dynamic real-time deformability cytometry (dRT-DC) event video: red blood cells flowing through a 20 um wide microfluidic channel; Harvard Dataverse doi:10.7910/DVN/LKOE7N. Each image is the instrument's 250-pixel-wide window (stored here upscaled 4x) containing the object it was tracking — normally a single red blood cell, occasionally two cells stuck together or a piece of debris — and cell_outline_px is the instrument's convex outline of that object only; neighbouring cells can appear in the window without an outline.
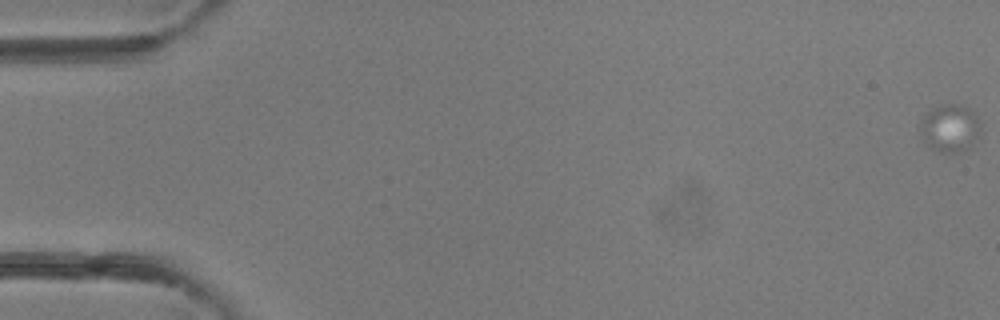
{"species": "common noctule bat (a hibernating species)", "species_latin": "Nyctalus noctula", "temperature_condition": "room temperature", "stored_images_in_passage": 5, "camera_frame_rate_fps": 3000, "um_per_image_px": 0.085, "animal": {"sex": "female"}, "frame": {"image": 1, "passage_image": 1, "time_ms": 0.0, "image_size_px": [1000, 320], "cell_outline_px": [[980, 136], [968, 148], [960, 152], [940, 152], [932, 148], [920, 136], [920, 116], [928, 108], [940, 104], [956, 104], [968, 108], [976, 116], [980, 128]], "centroid_in_image_um": [80.69, 10.86], "position_along_channel_um": 4.3, "area_um2": 17.05}}
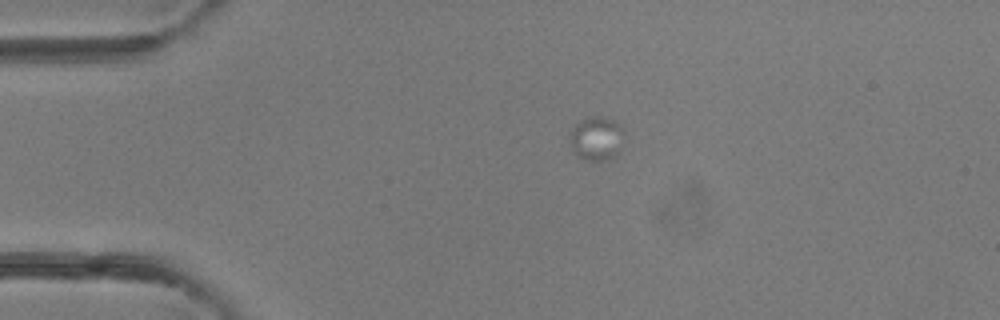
{"frame": {"image": 2, "passage_image": 4, "time_ms": 3.333, "image_size_px": [1000, 320], "cell_outline_px": [[624, 128], [616, 156], [612, 160], [588, 160], [576, 156], [572, 152], [568, 136], [572, 128], [576, 124], [588, 116], [600, 116], [612, 120], [620, 124]], "centroid_in_image_um": [50.65, 11.77], "position_along_channel_um": 34.3, "area_um2": 13.99}}